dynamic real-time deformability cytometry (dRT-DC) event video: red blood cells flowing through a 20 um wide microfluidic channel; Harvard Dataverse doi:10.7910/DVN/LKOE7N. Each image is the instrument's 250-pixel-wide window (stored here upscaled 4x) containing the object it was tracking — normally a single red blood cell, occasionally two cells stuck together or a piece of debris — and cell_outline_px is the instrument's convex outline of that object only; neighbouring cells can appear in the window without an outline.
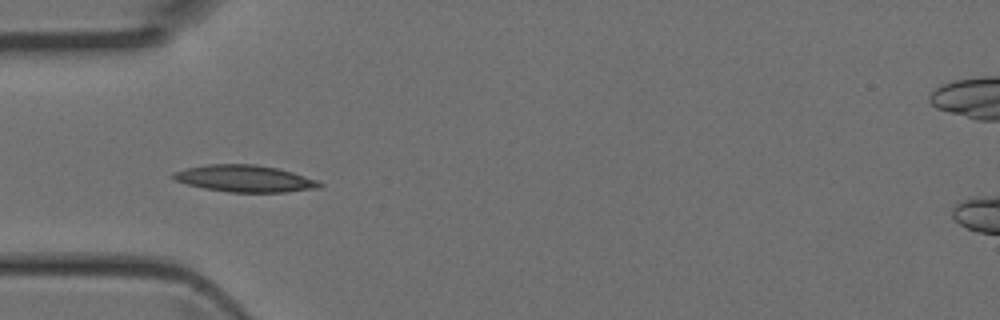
{"species": "Egyptian fruit bat (a non-hibernating species)", "species_latin": "Rousettus aegyptiacus", "temperature_condition": "room temperature", "stored_images_in_passage": 3, "camera_frame_rate_fps": 3000, "um_per_image_px": 0.085, "animal": {"sex": "female"}, "frame": {"image": 1, "passage_image": 3, "time_ms": 0.667, "image_size_px": [1000, 320], "cell_outline_px": [[324, 184], [320, 188], [288, 192], [228, 192], [204, 188], [188, 184], [176, 180], [168, 176], [172, 172], [188, 168], [208, 164], [256, 164], [280, 168], [316, 180]], "centroid_in_image_um": [20.81, 15.17], "position_along_channel_um": 64.2, "area_um2": 22.95}}